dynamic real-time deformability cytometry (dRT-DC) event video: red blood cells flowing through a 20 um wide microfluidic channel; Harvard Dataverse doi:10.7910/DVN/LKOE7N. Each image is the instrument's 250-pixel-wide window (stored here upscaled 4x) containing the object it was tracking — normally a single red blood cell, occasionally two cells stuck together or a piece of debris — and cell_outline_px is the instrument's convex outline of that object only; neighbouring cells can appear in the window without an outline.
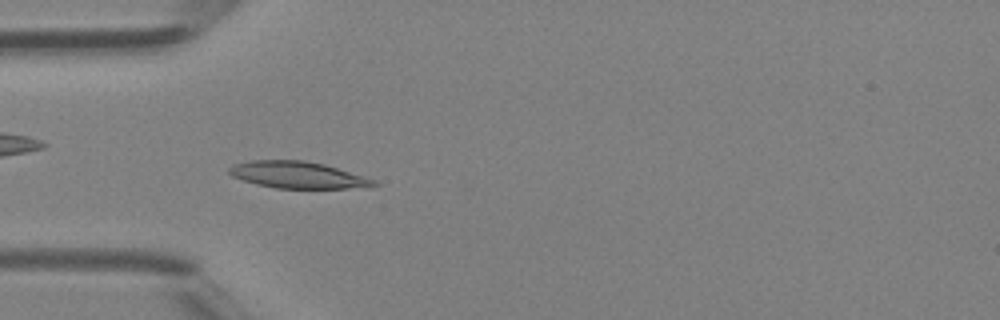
{"species": "Egyptian fruit bat (a non-hibernating species)", "species_latin": "Rousettus aegyptiacus", "temperature_condition": "room temperature", "stored_images_in_passage": 42, "camera_frame_rate_fps": 3000, "um_per_image_px": 0.085, "animal": {"sex": "female"}, "frame": {"image": 1, "passage_image": 12, "time_ms": 3.667, "image_size_px": [1000, 320], "cell_outline_px": [[380, 184], [372, 188], [276, 188], [256, 184], [232, 176], [228, 172], [228, 168], [236, 164], [252, 160], [304, 160], [324, 164], [376, 180]], "centroid_in_image_um": [25.37, 14.88], "position_along_channel_um": 59.6, "area_um2": 22.54}}
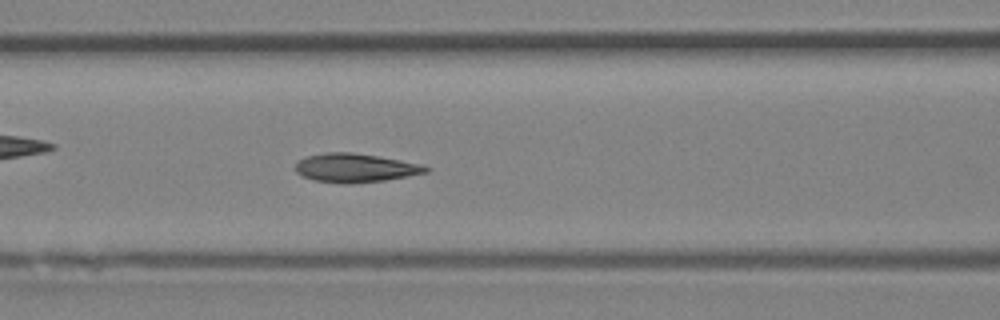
{"frame": {"image": 2, "passage_image": 17, "time_ms": 5.333, "image_size_px": [1000, 320], "cell_outline_px": [[432, 168], [428, 172], [408, 176], [384, 180], [352, 184], [340, 184], [312, 180], [296, 172], [296, 164], [300, 160], [308, 156], [324, 152], [352, 152], [376, 156], [420, 164]], "centroid_in_image_um": [30.19, 14.28], "position_along_channel_um": 136.4, "area_um2": 21.79}}
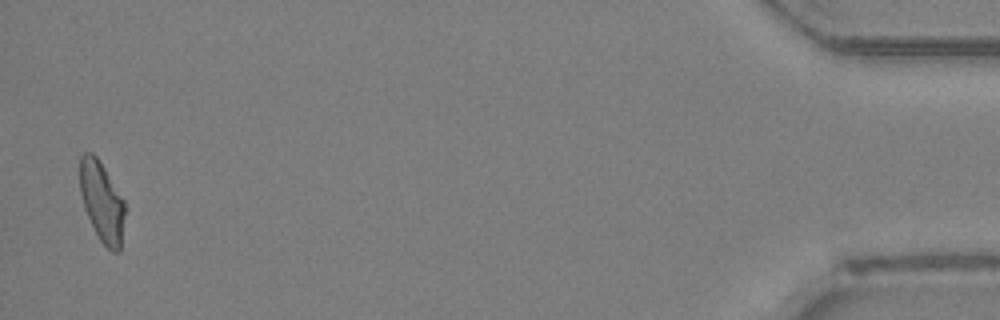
{"frame": {"image": 3, "passage_image": 41, "time_ms": 13.333, "image_size_px": [1000, 320], "cell_outline_px": [[124, 216], [120, 252], [112, 252], [100, 240], [84, 208], [80, 192], [80, 156], [84, 152], [92, 152], [96, 156], [104, 168], [124, 200]], "centroid_in_image_um": [8.65, 17.13], "position_along_channel_um": 426.6, "area_um2": 20.69}}